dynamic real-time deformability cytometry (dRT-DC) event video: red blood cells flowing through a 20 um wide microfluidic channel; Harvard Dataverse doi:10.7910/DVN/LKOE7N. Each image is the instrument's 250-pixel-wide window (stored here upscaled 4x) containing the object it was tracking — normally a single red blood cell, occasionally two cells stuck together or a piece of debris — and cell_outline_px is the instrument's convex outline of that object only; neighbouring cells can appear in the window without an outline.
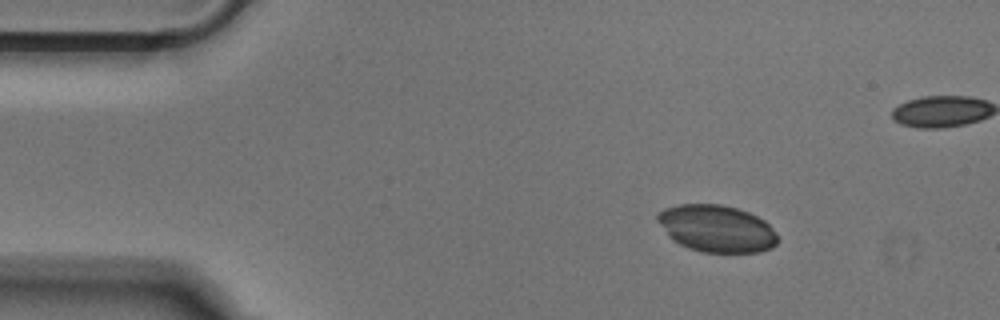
{"species": "Egyptian fruit bat (a non-hibernating species)", "species_latin": "Rousettus aegyptiacus", "temperature_condition": "cold", "stored_images_in_passage": 46, "camera_frame_rate_fps": 3000, "um_per_image_px": 0.085, "animal": {"sex": "male"}, "frame": {"image": 1, "passage_image": 1, "time_ms": 0.0, "image_size_px": [1000, 320], "cell_outline_px": [[780, 240], [772, 248], [760, 252], [704, 252], [688, 248], [672, 240], [668, 236], [656, 220], [656, 212], [664, 208], [680, 204], [720, 204], [736, 208], [748, 212], [764, 220], [772, 228]], "centroid_in_image_um": [60.89, 19.42], "position_along_channel_um": 24.1, "area_um2": 33.12}}